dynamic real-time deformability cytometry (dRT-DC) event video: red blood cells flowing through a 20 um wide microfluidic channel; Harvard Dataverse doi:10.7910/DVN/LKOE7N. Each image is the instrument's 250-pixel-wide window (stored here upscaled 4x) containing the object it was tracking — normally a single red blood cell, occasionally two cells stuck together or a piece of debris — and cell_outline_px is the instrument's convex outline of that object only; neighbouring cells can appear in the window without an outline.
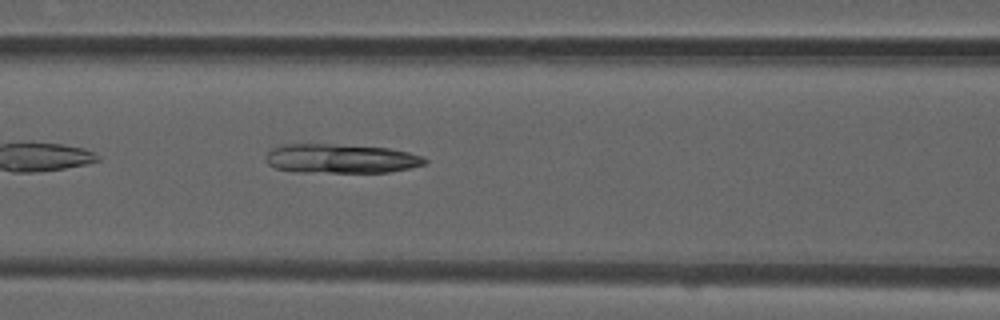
{"species": "common noctule bat (a hibernating species)", "species_latin": "Nyctalus noctula", "temperature_condition": "room temperature", "stored_images_in_passage": 36, "camera_frame_rate_fps": 3000, "um_per_image_px": 0.085, "animal": {"sex": "male", "forearm_length_mm": 52.5}, "frame": {"image": 1, "passage_image": 6, "time_ms": 1.667, "image_size_px": [1000, 320], "cell_outline_px": [[428, 160], [424, 164], [412, 168], [388, 172], [296, 172], [276, 168], [268, 164], [264, 160], [264, 156], [272, 148], [284, 144], [332, 144], [388, 148], [408, 152], [420, 156]], "centroid_in_image_um": [28.93, 13.48], "position_along_channel_um": 137.7, "area_um2": 27.11}}
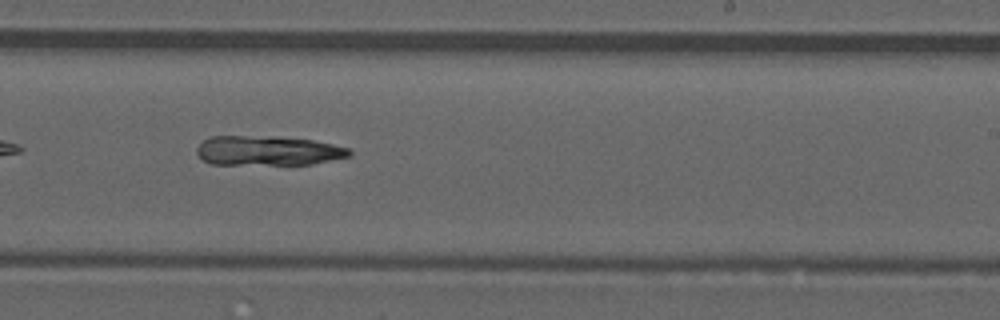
{"frame": {"image": 2, "passage_image": 16, "time_ms": 5.0, "image_size_px": [1000, 320], "cell_outline_px": [[352, 156], [312, 164], [212, 164], [204, 160], [196, 152], [196, 148], [204, 140], [212, 136], [244, 136], [312, 140], [332, 144], [348, 148], [352, 152]], "centroid_in_image_um": [22.78, 12.82], "position_along_channel_um": 266.2, "area_um2": 25.84}}